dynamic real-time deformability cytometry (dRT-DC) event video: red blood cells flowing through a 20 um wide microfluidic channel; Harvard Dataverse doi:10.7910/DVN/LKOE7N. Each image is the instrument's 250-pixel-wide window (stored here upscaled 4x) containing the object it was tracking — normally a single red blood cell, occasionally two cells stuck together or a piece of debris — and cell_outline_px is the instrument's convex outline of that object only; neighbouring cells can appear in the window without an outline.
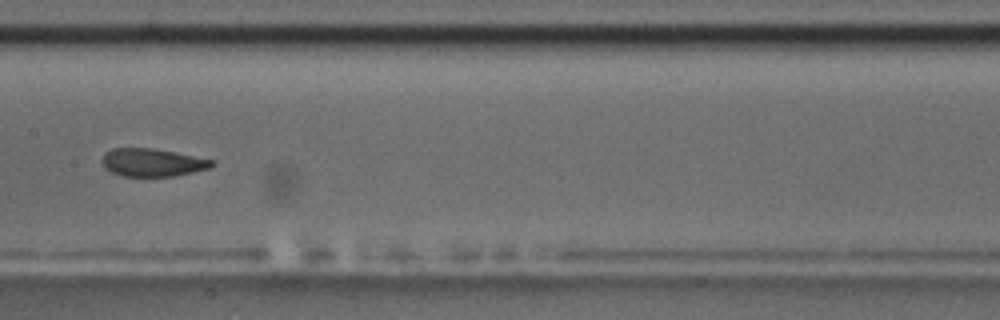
{"species": "common noctule bat (a hibernating species)", "species_latin": "Nyctalus noctula", "temperature_condition": "room temperature", "stored_images_in_passage": 11, "camera_frame_rate_fps": 3000, "um_per_image_px": 0.085, "animal": {"sex": "male", "body_mass_g": 17.5, "forearm_length_mm": 52.3}, "frame": {"image": 1, "passage_image": 7, "time_ms": 7.667, "image_size_px": [1000, 320], "cell_outline_px": [[216, 164], [208, 168], [192, 172], [172, 176], [120, 176], [104, 168], [104, 152], [112, 148], [152, 148], [216, 160]], "centroid_in_image_um": [12.97, 13.81], "position_along_channel_um": 194.4, "area_um2": 17.74}}